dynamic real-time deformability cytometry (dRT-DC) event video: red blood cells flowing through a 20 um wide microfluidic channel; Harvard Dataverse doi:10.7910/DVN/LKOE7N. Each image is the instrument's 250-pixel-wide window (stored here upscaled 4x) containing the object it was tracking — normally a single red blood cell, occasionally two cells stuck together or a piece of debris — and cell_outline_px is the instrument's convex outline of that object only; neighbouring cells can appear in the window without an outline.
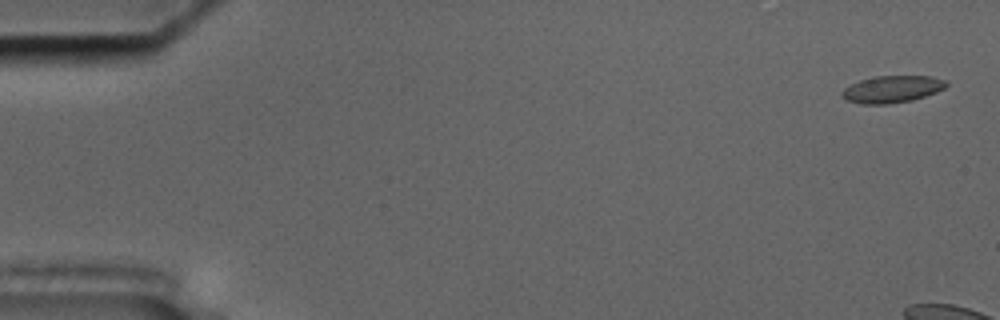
{"species": "common noctule bat (a hibernating species)", "species_latin": "Nyctalus noctula", "temperature_condition": "cold", "stored_images_in_passage": 9, "camera_frame_rate_fps": 3000, "um_per_image_px": 0.085, "animal": {"sex": "male", "body_mass_g": 17.5, "forearm_length_mm": 52.3}, "frame": {"image": 1, "passage_image": 2, "time_ms": 0.333, "image_size_px": [1000, 320], "cell_outline_px": [[948, 84], [944, 88], [936, 92], [912, 100], [888, 104], [864, 104], [848, 100], [840, 92], [844, 88], [860, 80], [876, 76], [928, 76], [948, 80]], "centroid_in_image_um": [75.86, 7.57], "position_along_channel_um": 9.1, "area_um2": 16.24}}